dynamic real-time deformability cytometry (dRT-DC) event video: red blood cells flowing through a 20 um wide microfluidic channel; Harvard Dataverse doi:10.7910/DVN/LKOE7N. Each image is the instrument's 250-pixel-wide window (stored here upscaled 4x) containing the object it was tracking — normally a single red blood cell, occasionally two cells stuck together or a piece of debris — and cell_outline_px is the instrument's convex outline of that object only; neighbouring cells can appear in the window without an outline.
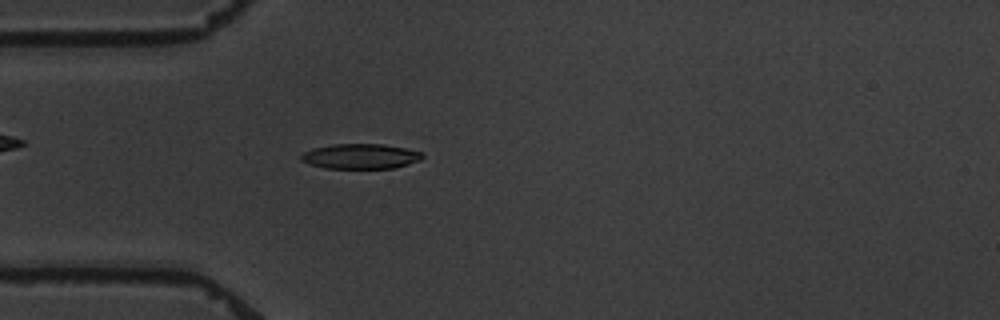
{"species": "common noctule bat (a hibernating species)", "species_latin": "Nyctalus noctula", "temperature_condition": "warm", "stored_images_in_passage": 3, "camera_frame_rate_fps": 3000, "um_per_image_px": 0.085, "animal": {"sex": "male", "body_mass_g": 19.5, "forearm_length_mm": 54.6}, "frame": {"image": 1, "passage_image": 3, "time_ms": 2.333, "image_size_px": [1000, 320], "cell_outline_px": [[424, 156], [420, 160], [408, 164], [392, 168], [328, 168], [312, 164], [300, 160], [300, 156], [304, 152], [312, 148], [332, 144], [384, 144], [404, 148], [420, 152]], "centroid_in_image_um": [30.63, 13.28], "position_along_channel_um": 54.4, "area_um2": 17.51}}